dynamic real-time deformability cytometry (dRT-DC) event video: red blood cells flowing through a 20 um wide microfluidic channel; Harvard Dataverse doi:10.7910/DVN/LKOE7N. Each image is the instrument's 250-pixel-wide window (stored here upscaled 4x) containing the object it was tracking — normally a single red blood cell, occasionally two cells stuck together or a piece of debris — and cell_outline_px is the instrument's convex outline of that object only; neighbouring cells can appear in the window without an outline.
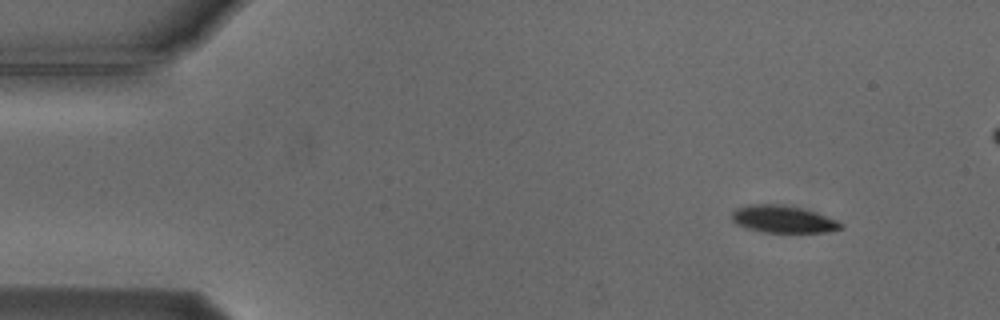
{"species": "Egyptian fruit bat (a non-hibernating species)", "species_latin": "Rousettus aegyptiacus", "temperature_condition": "cold", "stored_images_in_passage": 5, "camera_frame_rate_fps": 3000, "um_per_image_px": 0.085, "animal": {"sex": "male"}, "frame": {"image": 1, "passage_image": 1, "time_ms": 0.0, "image_size_px": [1000, 320], "cell_outline_px": [[844, 224], [840, 228], [824, 232], [760, 232], [744, 228], [736, 224], [732, 220], [732, 212], [736, 208], [748, 204], [780, 204], [804, 208], [816, 212], [836, 220]], "centroid_in_image_um": [66.5, 18.62], "position_along_channel_um": 18.5, "area_um2": 17.4}}
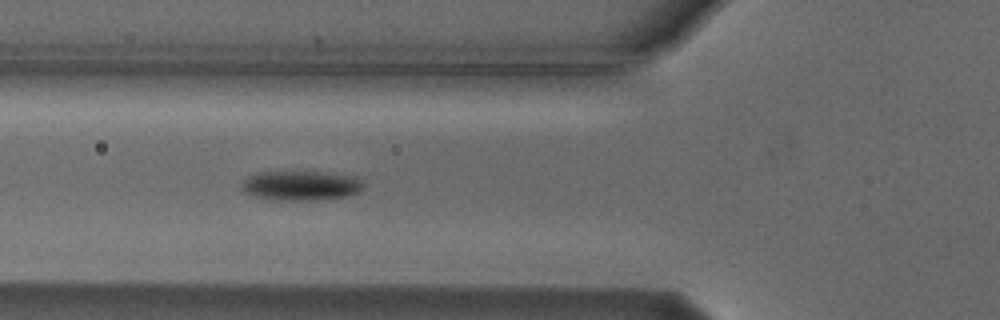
{"frame": {"image": 2, "passage_image": 5, "time_ms": 4.667, "image_size_px": [1000, 320], "cell_outline_px": [[364, 188], [360, 192], [348, 196], [308, 200], [272, 200], [248, 196], [240, 188], [240, 184], [248, 176], [260, 172], [324, 172], [356, 176], [364, 184]], "centroid_in_image_um": [25.54, 15.78], "position_along_channel_um": 100.3, "area_um2": 21.33}}